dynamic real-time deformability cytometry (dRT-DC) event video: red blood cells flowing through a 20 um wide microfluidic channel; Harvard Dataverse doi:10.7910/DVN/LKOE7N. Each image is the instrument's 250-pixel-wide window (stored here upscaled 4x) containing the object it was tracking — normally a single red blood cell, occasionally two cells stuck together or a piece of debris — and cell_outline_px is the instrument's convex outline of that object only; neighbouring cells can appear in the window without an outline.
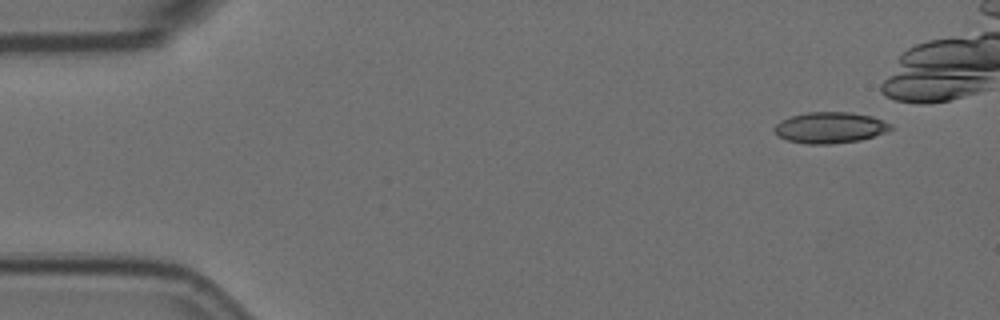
{"species": "Egyptian fruit bat (a non-hibernating species)", "species_latin": "Rousettus aegyptiacus", "temperature_condition": "room temperature", "stored_images_in_passage": 11, "camera_frame_rate_fps": 3000, "um_per_image_px": 0.085, "animal": {"sex": "female"}, "frame": {"image": 1, "passage_image": 1, "time_ms": 0.0, "image_size_px": [1000, 320], "cell_outline_px": [[892, 128], [884, 132], [860, 140], [832, 144], [804, 144], [788, 140], [776, 136], [772, 128], [780, 120], [792, 116], [808, 112], [852, 112], [872, 116], [892, 124]], "centroid_in_image_um": [70.5, 10.85], "position_along_channel_um": 14.5, "area_um2": 21.15}}
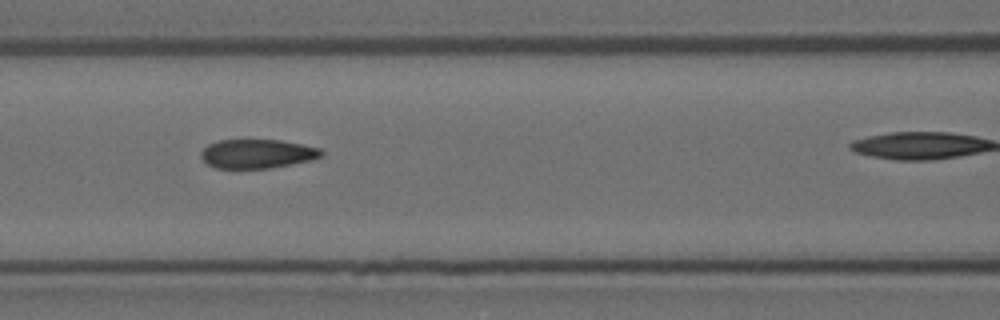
{"frame": {"image": 2, "passage_image": 7, "time_ms": 2.0, "image_size_px": [1000, 320], "cell_outline_px": [[324, 156], [312, 160], [272, 168], [216, 168], [208, 164], [200, 156], [200, 152], [208, 144], [220, 140], [280, 140], [320, 148], [324, 152]], "centroid_in_image_um": [21.89, 13.07], "position_along_channel_um": 144.7, "area_um2": 20.4}}